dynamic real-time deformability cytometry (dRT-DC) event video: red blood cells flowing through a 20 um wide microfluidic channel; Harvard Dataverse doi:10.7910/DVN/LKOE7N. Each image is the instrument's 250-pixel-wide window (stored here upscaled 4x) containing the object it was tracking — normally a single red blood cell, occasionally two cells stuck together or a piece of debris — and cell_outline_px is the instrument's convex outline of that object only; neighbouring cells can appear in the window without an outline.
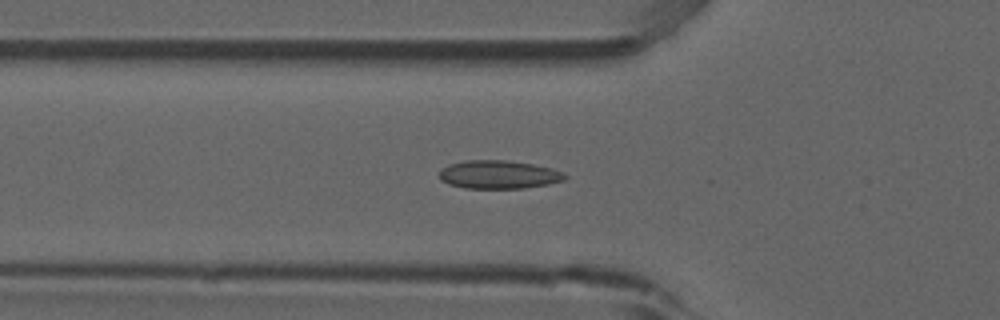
{"species": "common noctule bat (a hibernating species)", "species_latin": "Nyctalus noctula", "temperature_condition": "room temperature", "stored_images_in_passage": 42, "camera_frame_rate_fps": 3000, "um_per_image_px": 0.085, "animal": {"sex": "male", "forearm_length_mm": 52.5}, "frame": {"image": 1, "passage_image": 18, "time_ms": 5.667, "image_size_px": [1000, 320], "cell_outline_px": [[568, 176], [564, 180], [548, 184], [524, 188], [464, 188], [448, 184], [440, 180], [440, 168], [448, 164], [464, 160], [508, 160], [532, 164], [552, 168], [564, 172]], "centroid_in_image_um": [42.37, 14.83], "position_along_channel_um": 83.4, "area_um2": 20.92}, "authors_computed_cell_mechanics": {"area_um2": 19.9121, "velocity_mm_per_s": 3.853, "shape_relaxation_time_tau1_ms": null, "shape_relaxation_time_tau2_ms": 2.3816, "deformation_change_tau1": null, "deformation_change_tau2": 0.0587}}